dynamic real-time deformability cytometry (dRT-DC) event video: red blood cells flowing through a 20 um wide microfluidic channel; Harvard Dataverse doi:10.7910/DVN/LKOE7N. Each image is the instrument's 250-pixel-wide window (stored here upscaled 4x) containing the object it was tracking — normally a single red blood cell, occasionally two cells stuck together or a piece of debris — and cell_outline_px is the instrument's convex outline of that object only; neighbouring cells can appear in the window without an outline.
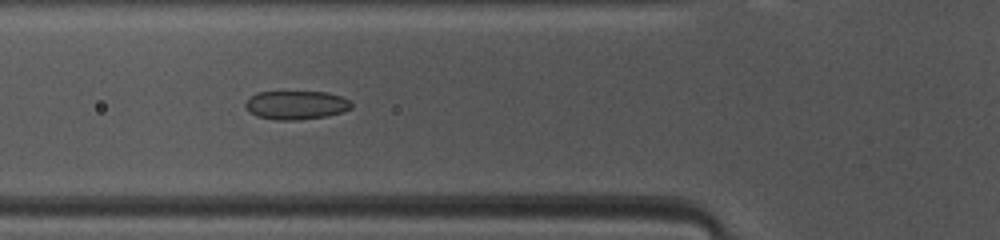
{"species": "common noctule bat (a hibernating species)", "species_latin": "Nyctalus noctula", "temperature_condition": "warm", "stored_images_in_passage": 45, "camera_frame_rate_fps": 3000, "um_per_image_px": 0.085, "animal": {"sex": "female", "body_mass_g": 10.0, "forearm_length_mm": 53.1}, "frame": {"image": 1, "passage_image": 14, "time_ms": 4.333, "image_size_px": [1000, 240], "cell_outline_px": [[352, 108], [340, 112], [324, 116], [296, 120], [276, 120], [256, 116], [248, 112], [244, 104], [256, 92], [324, 92], [340, 96], [348, 100], [352, 104]], "centroid_in_image_um": [25.13, 8.93], "position_along_channel_um": 100.7, "area_um2": 17.51}}
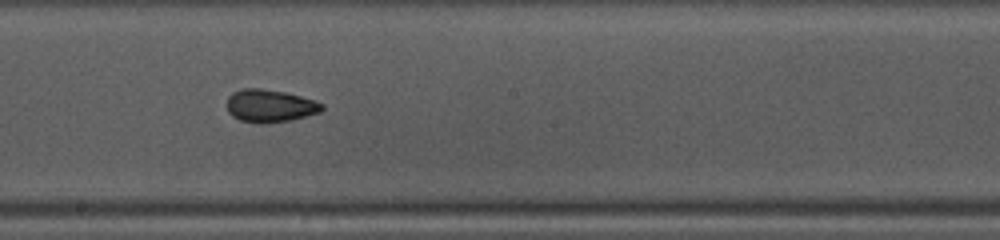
{"frame": {"image": 2, "passage_image": 23, "time_ms": 7.333, "image_size_px": [1000, 240], "cell_outline_px": [[324, 108], [320, 112], [292, 120], [264, 124], [260, 124], [240, 120], [232, 116], [228, 112], [228, 96], [232, 92], [240, 88], [260, 88], [284, 92], [316, 100], [324, 104]], "centroid_in_image_um": [22.95, 9.0], "position_along_channel_um": 225.3, "area_um2": 18.32}}
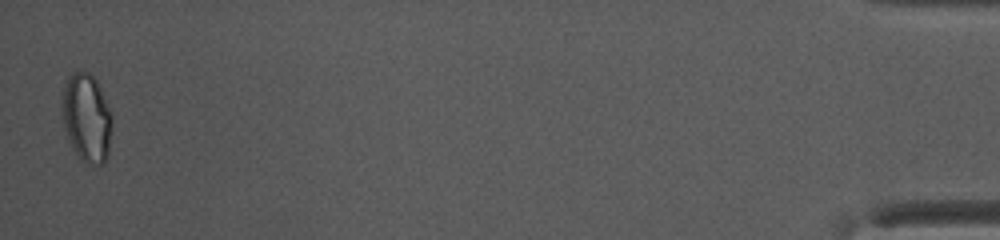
{"frame": {"image": 3, "passage_image": 45, "time_ms": 14.667, "image_size_px": [1000, 240], "cell_outline_px": [[112, 124], [108, 156], [104, 164], [84, 164], [80, 160], [68, 140], [64, 128], [64, 84], [68, 76], [72, 72], [88, 72], [96, 80], [100, 88], [112, 116]], "centroid_in_image_um": [7.39, 10.07], "position_along_channel_um": 427.8, "area_um2": 25.49}, "authors_computed_cell_mechanics": {"area_um2": 18.496, "velocity_mm_per_s": 4.1405, "shape_relaxation_time_tau1_ms": 4.1903, "shape_relaxation_time_tau2_ms": 2.1693, "deformation_change_tau1": 0.115, "deformation_change_tau2": 0.0749}}